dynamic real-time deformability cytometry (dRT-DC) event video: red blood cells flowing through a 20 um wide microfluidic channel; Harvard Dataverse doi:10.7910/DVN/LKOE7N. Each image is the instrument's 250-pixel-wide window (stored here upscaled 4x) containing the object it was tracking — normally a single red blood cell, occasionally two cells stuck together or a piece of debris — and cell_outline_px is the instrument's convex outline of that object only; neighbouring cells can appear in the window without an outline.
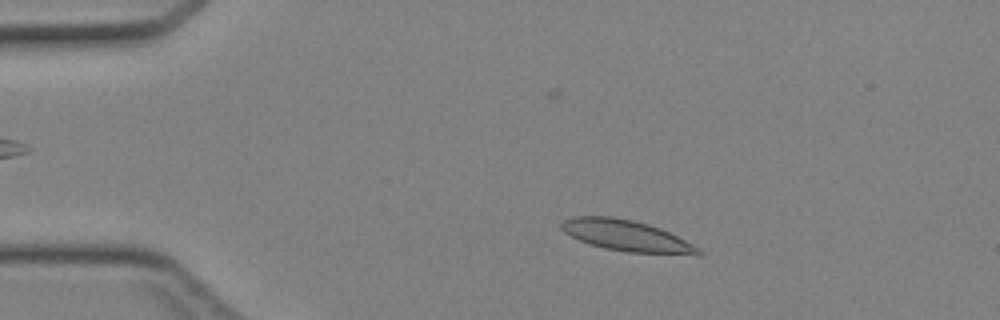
{"species": "Egyptian fruit bat (a non-hibernating species)", "species_latin": "Rousettus aegyptiacus", "temperature_condition": "cold", "stored_images_in_passage": 43, "camera_frame_rate_fps": 3000, "um_per_image_px": 0.085, "animal": {"sex": "female"}, "frame": {"image": 1, "passage_image": 7, "time_ms": 2.0, "image_size_px": [1000, 320], "cell_outline_px": [[704, 256], [696, 256], [628, 252], [604, 248], [580, 240], [564, 232], [560, 228], [560, 224], [564, 220], [572, 216], [612, 216], [632, 220], [648, 224], [660, 228], [700, 248], [704, 252]], "centroid_in_image_um": [53.32, 20.05], "position_along_channel_um": 31.7, "area_um2": 24.97}}
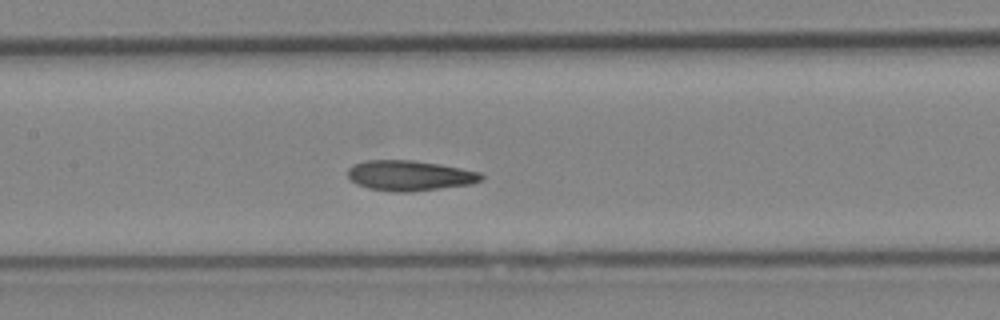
{"frame": {"image": 2, "passage_image": 20, "time_ms": 6.333, "image_size_px": [1000, 320], "cell_outline_px": [[484, 176], [480, 180], [472, 184], [412, 192], [392, 192], [368, 188], [356, 184], [348, 176], [348, 168], [352, 164], [364, 160], [412, 160], [460, 168], [480, 172]], "centroid_in_image_um": [34.78, 14.93], "position_along_channel_um": 172.6, "area_um2": 23.58}}
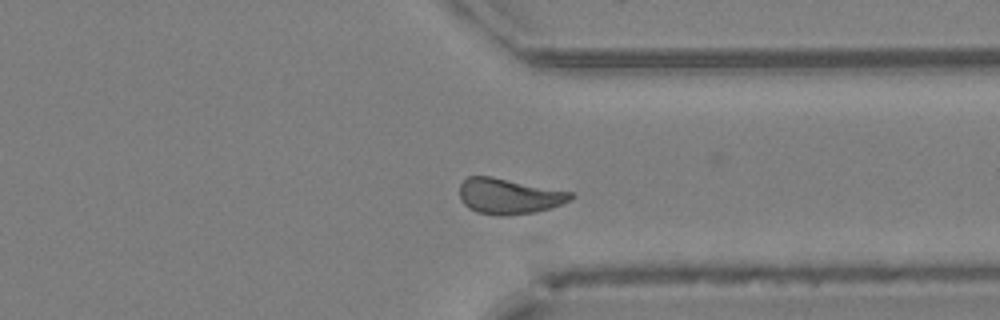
{"frame": {"image": 3, "passage_image": 33, "time_ms": 10.667, "image_size_px": [1000, 320], "cell_outline_px": [[576, 196], [552, 208], [536, 212], [476, 212], [468, 208], [460, 200], [460, 184], [468, 176], [492, 176], [572, 192]], "centroid_in_image_um": [43.26, 16.62], "position_along_channel_um": 368.1, "area_um2": 22.25}}